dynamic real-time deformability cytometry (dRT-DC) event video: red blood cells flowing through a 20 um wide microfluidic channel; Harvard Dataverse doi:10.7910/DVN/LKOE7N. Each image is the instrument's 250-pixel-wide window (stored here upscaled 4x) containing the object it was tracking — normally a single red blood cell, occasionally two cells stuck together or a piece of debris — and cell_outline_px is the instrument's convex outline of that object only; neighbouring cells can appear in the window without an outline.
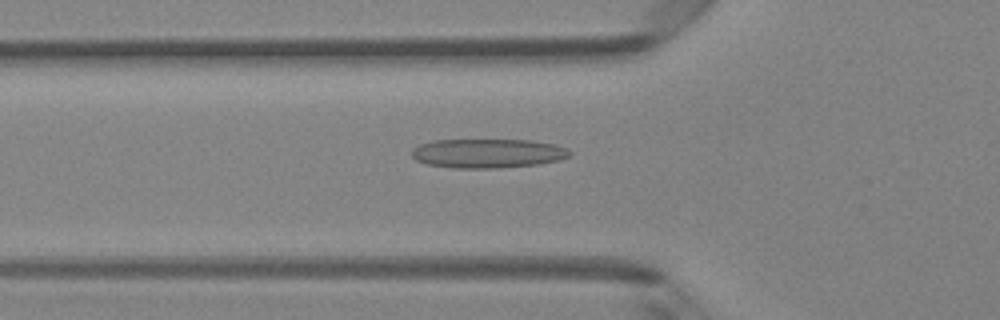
{"species": "Egyptian fruit bat (a non-hibernating species)", "species_latin": "Rousettus aegyptiacus", "temperature_condition": "room temperature", "stored_images_in_passage": 33, "camera_frame_rate_fps": 3000, "um_per_image_px": 0.085, "animal": {"sex": "female"}, "frame": {"image": 1, "passage_image": 15, "time_ms": 4.667, "image_size_px": [1000, 320], "cell_outline_px": [[572, 152], [568, 156], [560, 160], [540, 164], [500, 168], [452, 168], [428, 164], [416, 160], [412, 156], [412, 148], [420, 144], [432, 140], [532, 140], [552, 144], [564, 148]], "centroid_in_image_um": [41.43, 13.04], "position_along_channel_um": 84.4, "area_um2": 26.88}}
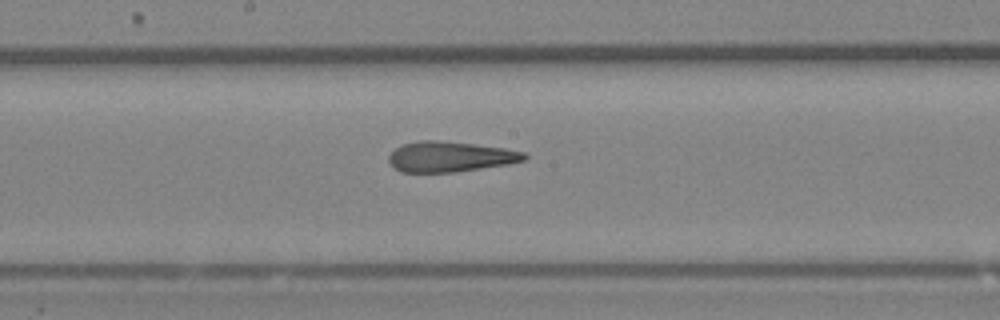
{"frame": {"image": 2, "passage_image": 24, "time_ms": 7.667, "image_size_px": [1000, 320], "cell_outline_px": [[528, 156], [524, 160], [508, 164], [456, 172], [400, 172], [388, 160], [388, 156], [400, 144], [420, 140], [440, 140], [504, 148], [524, 152]], "centroid_in_image_um": [38.24, 13.31], "position_along_channel_um": 210.0, "area_um2": 23.93}}
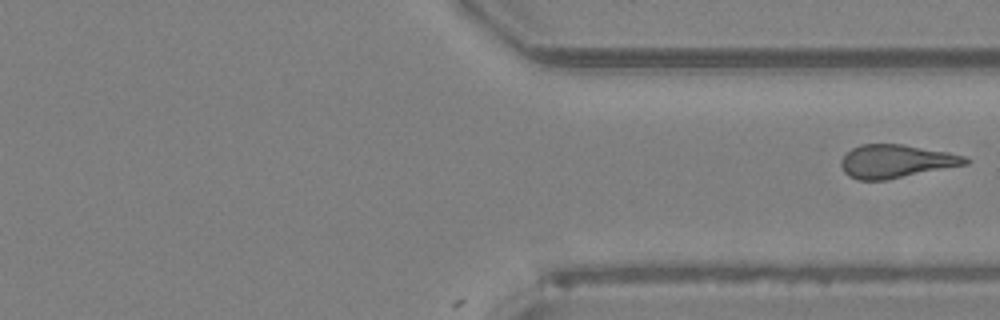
{"frame": {"image": 3, "passage_image": 33, "time_ms": 10.667, "image_size_px": [1000, 320], "cell_outline_px": [[972, 160], [968, 164], [884, 180], [856, 180], [848, 176], [844, 172], [840, 164], [840, 160], [852, 148], [860, 144], [900, 144], [948, 152], [964, 156]], "centroid_in_image_um": [76.14, 13.71], "position_along_channel_um": 335.3, "area_um2": 23.99}}